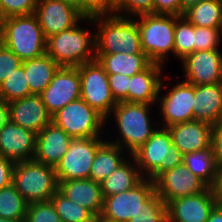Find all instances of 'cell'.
Wrapping results in <instances>:
<instances>
[{
  "mask_svg": "<svg viewBox=\"0 0 222 222\" xmlns=\"http://www.w3.org/2000/svg\"><path fill=\"white\" fill-rule=\"evenodd\" d=\"M95 30L96 54L144 53L136 17L117 14L88 17Z\"/></svg>",
  "mask_w": 222,
  "mask_h": 222,
  "instance_id": "1",
  "label": "cell"
},
{
  "mask_svg": "<svg viewBox=\"0 0 222 222\" xmlns=\"http://www.w3.org/2000/svg\"><path fill=\"white\" fill-rule=\"evenodd\" d=\"M151 106V107H150ZM154 105L136 102H117L106 119L116 122V129L120 136L108 142L120 146L128 154H132L142 146L159 127L151 122V110ZM110 118V119H109Z\"/></svg>",
  "mask_w": 222,
  "mask_h": 222,
  "instance_id": "2",
  "label": "cell"
},
{
  "mask_svg": "<svg viewBox=\"0 0 222 222\" xmlns=\"http://www.w3.org/2000/svg\"><path fill=\"white\" fill-rule=\"evenodd\" d=\"M46 41L35 13L0 20V42L22 61L44 55Z\"/></svg>",
  "mask_w": 222,
  "mask_h": 222,
  "instance_id": "3",
  "label": "cell"
},
{
  "mask_svg": "<svg viewBox=\"0 0 222 222\" xmlns=\"http://www.w3.org/2000/svg\"><path fill=\"white\" fill-rule=\"evenodd\" d=\"M131 156L142 177L152 181L165 171L183 163L184 158L181 151L172 143L169 130L164 127H158Z\"/></svg>",
  "mask_w": 222,
  "mask_h": 222,
  "instance_id": "4",
  "label": "cell"
},
{
  "mask_svg": "<svg viewBox=\"0 0 222 222\" xmlns=\"http://www.w3.org/2000/svg\"><path fill=\"white\" fill-rule=\"evenodd\" d=\"M95 31L81 25L52 35L46 41V53L60 66L78 67L96 59Z\"/></svg>",
  "mask_w": 222,
  "mask_h": 222,
  "instance_id": "5",
  "label": "cell"
},
{
  "mask_svg": "<svg viewBox=\"0 0 222 222\" xmlns=\"http://www.w3.org/2000/svg\"><path fill=\"white\" fill-rule=\"evenodd\" d=\"M136 23L142 51L152 63L164 65L169 54L174 56L175 15L142 14Z\"/></svg>",
  "mask_w": 222,
  "mask_h": 222,
  "instance_id": "6",
  "label": "cell"
},
{
  "mask_svg": "<svg viewBox=\"0 0 222 222\" xmlns=\"http://www.w3.org/2000/svg\"><path fill=\"white\" fill-rule=\"evenodd\" d=\"M12 184L28 204L50 201L59 186L55 167L34 159L15 162Z\"/></svg>",
  "mask_w": 222,
  "mask_h": 222,
  "instance_id": "7",
  "label": "cell"
},
{
  "mask_svg": "<svg viewBox=\"0 0 222 222\" xmlns=\"http://www.w3.org/2000/svg\"><path fill=\"white\" fill-rule=\"evenodd\" d=\"M52 122L72 138L102 137L106 126V119L81 97L54 113Z\"/></svg>",
  "mask_w": 222,
  "mask_h": 222,
  "instance_id": "8",
  "label": "cell"
},
{
  "mask_svg": "<svg viewBox=\"0 0 222 222\" xmlns=\"http://www.w3.org/2000/svg\"><path fill=\"white\" fill-rule=\"evenodd\" d=\"M81 98L105 119L117 102L112 96L108 76L97 59L78 66Z\"/></svg>",
  "mask_w": 222,
  "mask_h": 222,
  "instance_id": "9",
  "label": "cell"
},
{
  "mask_svg": "<svg viewBox=\"0 0 222 222\" xmlns=\"http://www.w3.org/2000/svg\"><path fill=\"white\" fill-rule=\"evenodd\" d=\"M101 137L73 138L55 171L58 181L86 179L97 149L105 142Z\"/></svg>",
  "mask_w": 222,
  "mask_h": 222,
  "instance_id": "10",
  "label": "cell"
},
{
  "mask_svg": "<svg viewBox=\"0 0 222 222\" xmlns=\"http://www.w3.org/2000/svg\"><path fill=\"white\" fill-rule=\"evenodd\" d=\"M163 82L162 80L157 98L163 124L161 127L167 128L173 124L194 120V85L182 80L173 86L169 83L171 87L167 90L168 86ZM164 87L167 92L162 95Z\"/></svg>",
  "mask_w": 222,
  "mask_h": 222,
  "instance_id": "11",
  "label": "cell"
},
{
  "mask_svg": "<svg viewBox=\"0 0 222 222\" xmlns=\"http://www.w3.org/2000/svg\"><path fill=\"white\" fill-rule=\"evenodd\" d=\"M155 192V182L143 178L128 191L104 197L101 216L115 222H128Z\"/></svg>",
  "mask_w": 222,
  "mask_h": 222,
  "instance_id": "12",
  "label": "cell"
},
{
  "mask_svg": "<svg viewBox=\"0 0 222 222\" xmlns=\"http://www.w3.org/2000/svg\"><path fill=\"white\" fill-rule=\"evenodd\" d=\"M35 15L46 39L88 21L80 9L60 0H38Z\"/></svg>",
  "mask_w": 222,
  "mask_h": 222,
  "instance_id": "13",
  "label": "cell"
},
{
  "mask_svg": "<svg viewBox=\"0 0 222 222\" xmlns=\"http://www.w3.org/2000/svg\"><path fill=\"white\" fill-rule=\"evenodd\" d=\"M48 112L53 115L68 103L81 97L78 67L60 66L50 84L40 94Z\"/></svg>",
  "mask_w": 222,
  "mask_h": 222,
  "instance_id": "14",
  "label": "cell"
},
{
  "mask_svg": "<svg viewBox=\"0 0 222 222\" xmlns=\"http://www.w3.org/2000/svg\"><path fill=\"white\" fill-rule=\"evenodd\" d=\"M219 202L211 187L194 195L176 198L167 204L168 222H206Z\"/></svg>",
  "mask_w": 222,
  "mask_h": 222,
  "instance_id": "15",
  "label": "cell"
},
{
  "mask_svg": "<svg viewBox=\"0 0 222 222\" xmlns=\"http://www.w3.org/2000/svg\"><path fill=\"white\" fill-rule=\"evenodd\" d=\"M181 61L185 80L192 85L222 83L221 50L195 51Z\"/></svg>",
  "mask_w": 222,
  "mask_h": 222,
  "instance_id": "16",
  "label": "cell"
},
{
  "mask_svg": "<svg viewBox=\"0 0 222 222\" xmlns=\"http://www.w3.org/2000/svg\"><path fill=\"white\" fill-rule=\"evenodd\" d=\"M154 182L157 195L166 204L176 198L202 192L208 187L201 179L193 175L184 163L165 171Z\"/></svg>",
  "mask_w": 222,
  "mask_h": 222,
  "instance_id": "17",
  "label": "cell"
},
{
  "mask_svg": "<svg viewBox=\"0 0 222 222\" xmlns=\"http://www.w3.org/2000/svg\"><path fill=\"white\" fill-rule=\"evenodd\" d=\"M37 134L10 120L0 131V156L14 162L33 160Z\"/></svg>",
  "mask_w": 222,
  "mask_h": 222,
  "instance_id": "18",
  "label": "cell"
},
{
  "mask_svg": "<svg viewBox=\"0 0 222 222\" xmlns=\"http://www.w3.org/2000/svg\"><path fill=\"white\" fill-rule=\"evenodd\" d=\"M8 105L9 120L36 134L52 122V115L48 112L40 95L32 94L12 101Z\"/></svg>",
  "mask_w": 222,
  "mask_h": 222,
  "instance_id": "19",
  "label": "cell"
},
{
  "mask_svg": "<svg viewBox=\"0 0 222 222\" xmlns=\"http://www.w3.org/2000/svg\"><path fill=\"white\" fill-rule=\"evenodd\" d=\"M172 143L183 155L211 148L212 125L192 120L167 127Z\"/></svg>",
  "mask_w": 222,
  "mask_h": 222,
  "instance_id": "20",
  "label": "cell"
},
{
  "mask_svg": "<svg viewBox=\"0 0 222 222\" xmlns=\"http://www.w3.org/2000/svg\"><path fill=\"white\" fill-rule=\"evenodd\" d=\"M72 139L53 122L49 123L37 134L34 160L56 168Z\"/></svg>",
  "mask_w": 222,
  "mask_h": 222,
  "instance_id": "21",
  "label": "cell"
},
{
  "mask_svg": "<svg viewBox=\"0 0 222 222\" xmlns=\"http://www.w3.org/2000/svg\"><path fill=\"white\" fill-rule=\"evenodd\" d=\"M58 182V190L68 199L83 206L95 217L101 215L104 198L100 183L89 178Z\"/></svg>",
  "mask_w": 222,
  "mask_h": 222,
  "instance_id": "22",
  "label": "cell"
},
{
  "mask_svg": "<svg viewBox=\"0 0 222 222\" xmlns=\"http://www.w3.org/2000/svg\"><path fill=\"white\" fill-rule=\"evenodd\" d=\"M163 65L151 63L145 70L129 78L128 102L157 103L158 92L162 82Z\"/></svg>",
  "mask_w": 222,
  "mask_h": 222,
  "instance_id": "23",
  "label": "cell"
},
{
  "mask_svg": "<svg viewBox=\"0 0 222 222\" xmlns=\"http://www.w3.org/2000/svg\"><path fill=\"white\" fill-rule=\"evenodd\" d=\"M193 115L211 125L222 120V83L194 85Z\"/></svg>",
  "mask_w": 222,
  "mask_h": 222,
  "instance_id": "24",
  "label": "cell"
},
{
  "mask_svg": "<svg viewBox=\"0 0 222 222\" xmlns=\"http://www.w3.org/2000/svg\"><path fill=\"white\" fill-rule=\"evenodd\" d=\"M22 64L33 95H40L60 68V65L47 53L37 58L24 60Z\"/></svg>",
  "mask_w": 222,
  "mask_h": 222,
  "instance_id": "25",
  "label": "cell"
},
{
  "mask_svg": "<svg viewBox=\"0 0 222 222\" xmlns=\"http://www.w3.org/2000/svg\"><path fill=\"white\" fill-rule=\"evenodd\" d=\"M96 59L107 74L132 76L145 70L152 62L145 53L96 54Z\"/></svg>",
  "mask_w": 222,
  "mask_h": 222,
  "instance_id": "26",
  "label": "cell"
},
{
  "mask_svg": "<svg viewBox=\"0 0 222 222\" xmlns=\"http://www.w3.org/2000/svg\"><path fill=\"white\" fill-rule=\"evenodd\" d=\"M125 153L127 152H125L120 146L112 144L106 140L97 149L89 173V179L101 183L128 158V155L130 154L125 156Z\"/></svg>",
  "mask_w": 222,
  "mask_h": 222,
  "instance_id": "27",
  "label": "cell"
},
{
  "mask_svg": "<svg viewBox=\"0 0 222 222\" xmlns=\"http://www.w3.org/2000/svg\"><path fill=\"white\" fill-rule=\"evenodd\" d=\"M143 179L139 168L130 155L114 172H112L101 184L103 198L121 192L128 191Z\"/></svg>",
  "mask_w": 222,
  "mask_h": 222,
  "instance_id": "28",
  "label": "cell"
},
{
  "mask_svg": "<svg viewBox=\"0 0 222 222\" xmlns=\"http://www.w3.org/2000/svg\"><path fill=\"white\" fill-rule=\"evenodd\" d=\"M183 163L193 175L201 179L208 187H214L218 166L211 148L185 154Z\"/></svg>",
  "mask_w": 222,
  "mask_h": 222,
  "instance_id": "29",
  "label": "cell"
},
{
  "mask_svg": "<svg viewBox=\"0 0 222 222\" xmlns=\"http://www.w3.org/2000/svg\"><path fill=\"white\" fill-rule=\"evenodd\" d=\"M183 16L194 26L222 28V1L202 0L186 10Z\"/></svg>",
  "mask_w": 222,
  "mask_h": 222,
  "instance_id": "30",
  "label": "cell"
},
{
  "mask_svg": "<svg viewBox=\"0 0 222 222\" xmlns=\"http://www.w3.org/2000/svg\"><path fill=\"white\" fill-rule=\"evenodd\" d=\"M62 222H94L95 216L83 206L71 201L59 190L50 198Z\"/></svg>",
  "mask_w": 222,
  "mask_h": 222,
  "instance_id": "31",
  "label": "cell"
},
{
  "mask_svg": "<svg viewBox=\"0 0 222 222\" xmlns=\"http://www.w3.org/2000/svg\"><path fill=\"white\" fill-rule=\"evenodd\" d=\"M28 203L11 184L0 190V217L25 219Z\"/></svg>",
  "mask_w": 222,
  "mask_h": 222,
  "instance_id": "32",
  "label": "cell"
},
{
  "mask_svg": "<svg viewBox=\"0 0 222 222\" xmlns=\"http://www.w3.org/2000/svg\"><path fill=\"white\" fill-rule=\"evenodd\" d=\"M29 95L32 94L22 64L0 84V100L10 103Z\"/></svg>",
  "mask_w": 222,
  "mask_h": 222,
  "instance_id": "33",
  "label": "cell"
},
{
  "mask_svg": "<svg viewBox=\"0 0 222 222\" xmlns=\"http://www.w3.org/2000/svg\"><path fill=\"white\" fill-rule=\"evenodd\" d=\"M194 52V25L184 16L175 15L174 57L179 61Z\"/></svg>",
  "mask_w": 222,
  "mask_h": 222,
  "instance_id": "34",
  "label": "cell"
},
{
  "mask_svg": "<svg viewBox=\"0 0 222 222\" xmlns=\"http://www.w3.org/2000/svg\"><path fill=\"white\" fill-rule=\"evenodd\" d=\"M128 222H168L167 204L155 192Z\"/></svg>",
  "mask_w": 222,
  "mask_h": 222,
  "instance_id": "35",
  "label": "cell"
},
{
  "mask_svg": "<svg viewBox=\"0 0 222 222\" xmlns=\"http://www.w3.org/2000/svg\"><path fill=\"white\" fill-rule=\"evenodd\" d=\"M222 28L194 26V52L219 49Z\"/></svg>",
  "mask_w": 222,
  "mask_h": 222,
  "instance_id": "36",
  "label": "cell"
},
{
  "mask_svg": "<svg viewBox=\"0 0 222 222\" xmlns=\"http://www.w3.org/2000/svg\"><path fill=\"white\" fill-rule=\"evenodd\" d=\"M25 222H62L51 201L30 203Z\"/></svg>",
  "mask_w": 222,
  "mask_h": 222,
  "instance_id": "37",
  "label": "cell"
},
{
  "mask_svg": "<svg viewBox=\"0 0 222 222\" xmlns=\"http://www.w3.org/2000/svg\"><path fill=\"white\" fill-rule=\"evenodd\" d=\"M149 13H153V0H115L117 15L136 17Z\"/></svg>",
  "mask_w": 222,
  "mask_h": 222,
  "instance_id": "38",
  "label": "cell"
},
{
  "mask_svg": "<svg viewBox=\"0 0 222 222\" xmlns=\"http://www.w3.org/2000/svg\"><path fill=\"white\" fill-rule=\"evenodd\" d=\"M38 0H0V20L35 13Z\"/></svg>",
  "mask_w": 222,
  "mask_h": 222,
  "instance_id": "39",
  "label": "cell"
},
{
  "mask_svg": "<svg viewBox=\"0 0 222 222\" xmlns=\"http://www.w3.org/2000/svg\"><path fill=\"white\" fill-rule=\"evenodd\" d=\"M80 12L85 17L115 14V0H81Z\"/></svg>",
  "mask_w": 222,
  "mask_h": 222,
  "instance_id": "40",
  "label": "cell"
},
{
  "mask_svg": "<svg viewBox=\"0 0 222 222\" xmlns=\"http://www.w3.org/2000/svg\"><path fill=\"white\" fill-rule=\"evenodd\" d=\"M23 61L0 42V84L22 65Z\"/></svg>",
  "mask_w": 222,
  "mask_h": 222,
  "instance_id": "41",
  "label": "cell"
},
{
  "mask_svg": "<svg viewBox=\"0 0 222 222\" xmlns=\"http://www.w3.org/2000/svg\"><path fill=\"white\" fill-rule=\"evenodd\" d=\"M109 87L116 102H128L130 76L125 74H107Z\"/></svg>",
  "mask_w": 222,
  "mask_h": 222,
  "instance_id": "42",
  "label": "cell"
},
{
  "mask_svg": "<svg viewBox=\"0 0 222 222\" xmlns=\"http://www.w3.org/2000/svg\"><path fill=\"white\" fill-rule=\"evenodd\" d=\"M211 149L217 166L222 165V120L212 125Z\"/></svg>",
  "mask_w": 222,
  "mask_h": 222,
  "instance_id": "43",
  "label": "cell"
},
{
  "mask_svg": "<svg viewBox=\"0 0 222 222\" xmlns=\"http://www.w3.org/2000/svg\"><path fill=\"white\" fill-rule=\"evenodd\" d=\"M153 13L181 16L180 0H153Z\"/></svg>",
  "mask_w": 222,
  "mask_h": 222,
  "instance_id": "44",
  "label": "cell"
},
{
  "mask_svg": "<svg viewBox=\"0 0 222 222\" xmlns=\"http://www.w3.org/2000/svg\"><path fill=\"white\" fill-rule=\"evenodd\" d=\"M15 162L0 156V190L12 184Z\"/></svg>",
  "mask_w": 222,
  "mask_h": 222,
  "instance_id": "45",
  "label": "cell"
},
{
  "mask_svg": "<svg viewBox=\"0 0 222 222\" xmlns=\"http://www.w3.org/2000/svg\"><path fill=\"white\" fill-rule=\"evenodd\" d=\"M9 120V105L7 102L0 100V131Z\"/></svg>",
  "mask_w": 222,
  "mask_h": 222,
  "instance_id": "46",
  "label": "cell"
},
{
  "mask_svg": "<svg viewBox=\"0 0 222 222\" xmlns=\"http://www.w3.org/2000/svg\"><path fill=\"white\" fill-rule=\"evenodd\" d=\"M206 222H222V202L213 208Z\"/></svg>",
  "mask_w": 222,
  "mask_h": 222,
  "instance_id": "47",
  "label": "cell"
},
{
  "mask_svg": "<svg viewBox=\"0 0 222 222\" xmlns=\"http://www.w3.org/2000/svg\"><path fill=\"white\" fill-rule=\"evenodd\" d=\"M213 189L219 201L222 202V165L218 166L217 180Z\"/></svg>",
  "mask_w": 222,
  "mask_h": 222,
  "instance_id": "48",
  "label": "cell"
},
{
  "mask_svg": "<svg viewBox=\"0 0 222 222\" xmlns=\"http://www.w3.org/2000/svg\"><path fill=\"white\" fill-rule=\"evenodd\" d=\"M202 0H180L181 5V16H183L184 12L188 10L191 6H194L201 2Z\"/></svg>",
  "mask_w": 222,
  "mask_h": 222,
  "instance_id": "49",
  "label": "cell"
},
{
  "mask_svg": "<svg viewBox=\"0 0 222 222\" xmlns=\"http://www.w3.org/2000/svg\"><path fill=\"white\" fill-rule=\"evenodd\" d=\"M60 1H63L65 3H68V4H71L75 7H77L78 9H80V2L81 0H60Z\"/></svg>",
  "mask_w": 222,
  "mask_h": 222,
  "instance_id": "50",
  "label": "cell"
},
{
  "mask_svg": "<svg viewBox=\"0 0 222 222\" xmlns=\"http://www.w3.org/2000/svg\"><path fill=\"white\" fill-rule=\"evenodd\" d=\"M0 222H25V219H7L0 217Z\"/></svg>",
  "mask_w": 222,
  "mask_h": 222,
  "instance_id": "51",
  "label": "cell"
},
{
  "mask_svg": "<svg viewBox=\"0 0 222 222\" xmlns=\"http://www.w3.org/2000/svg\"><path fill=\"white\" fill-rule=\"evenodd\" d=\"M94 222H115L109 219L102 217L101 215L94 218Z\"/></svg>",
  "mask_w": 222,
  "mask_h": 222,
  "instance_id": "52",
  "label": "cell"
}]
</instances>
